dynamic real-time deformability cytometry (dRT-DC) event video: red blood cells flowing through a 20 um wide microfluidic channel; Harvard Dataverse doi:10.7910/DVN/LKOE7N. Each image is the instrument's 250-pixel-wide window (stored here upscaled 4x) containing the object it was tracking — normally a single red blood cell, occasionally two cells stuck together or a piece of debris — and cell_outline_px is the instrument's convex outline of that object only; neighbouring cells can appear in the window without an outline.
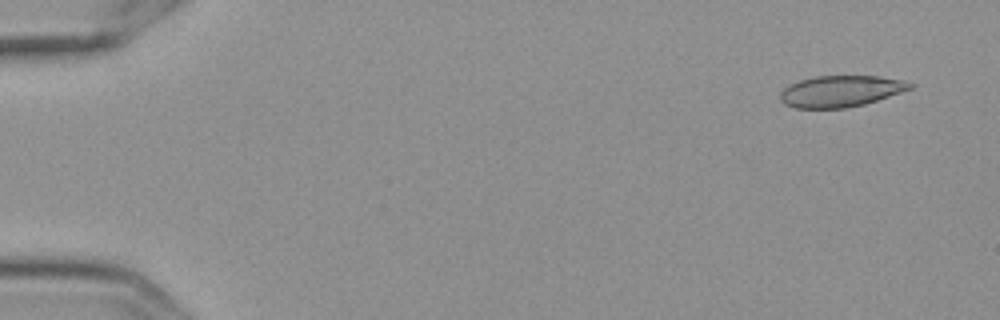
{"species": "Egyptian fruit bat (a non-hibernating species)", "species_latin": "Rousettus aegyptiacus", "temperature_condition": "cold", "stored_images_in_passage": 54, "camera_frame_rate_fps": 3000, "um_per_image_px": 0.085, "frame": {"image": 1, "passage_image": 1, "time_ms": 0.0, "image_size_px": [1000, 320], "cell_outline_px": [[916, 84], [912, 88], [864, 104], [844, 108], [796, 108], [784, 104], [780, 100], [780, 92], [784, 88], [800, 80], [816, 76], [880, 76], [904, 80]], "centroid_in_image_um": [71.46, 7.75], "position_along_channel_um": 13.5, "area_um2": 23.58}}
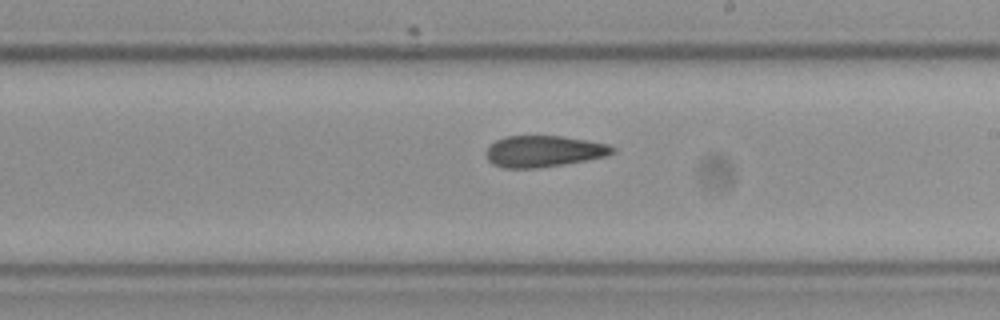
{"frame": {"image": 2, "passage_image": 31, "time_ms": 10.0, "image_size_px": [1000, 320], "cell_outline_px": [[616, 152], [604, 156], [564, 164], [536, 168], [504, 168], [492, 164], [488, 160], [484, 152], [496, 140], [504, 136], [560, 136], [588, 140], [608, 144], [616, 148]], "centroid_in_image_um": [46.2, 12.85], "position_along_channel_um": 242.8, "area_um2": 23.06}}
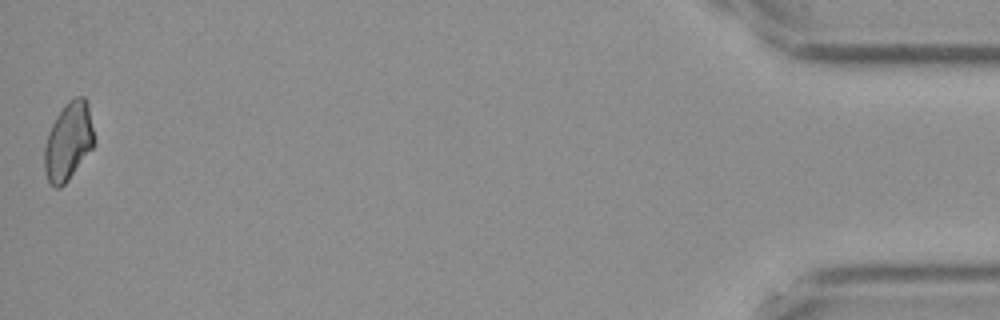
{"frame": {"image": 3, "passage_image": 54, "time_ms": 17.667, "image_size_px": [1000, 320], "cell_outline_px": [[96, 144], [68, 180], [60, 188], [56, 188], [48, 180], [44, 168], [44, 148], [48, 132], [56, 116], [64, 104], [68, 100], [76, 96], [84, 96], [88, 104]], "centroid_in_image_um": [5.82, 11.99], "position_along_channel_um": 429.4, "area_um2": 22.72}, "authors_computed_cell_mechanics": {"area_um2": 23.5535, "velocity_mm_per_s": 3.5818, "shape_relaxation_time_tau1_ms": null, "shape_relaxation_time_tau2_ms": 6.4592, "deformation_change_tau1": null, "deformation_change_tau2": 0.099}}